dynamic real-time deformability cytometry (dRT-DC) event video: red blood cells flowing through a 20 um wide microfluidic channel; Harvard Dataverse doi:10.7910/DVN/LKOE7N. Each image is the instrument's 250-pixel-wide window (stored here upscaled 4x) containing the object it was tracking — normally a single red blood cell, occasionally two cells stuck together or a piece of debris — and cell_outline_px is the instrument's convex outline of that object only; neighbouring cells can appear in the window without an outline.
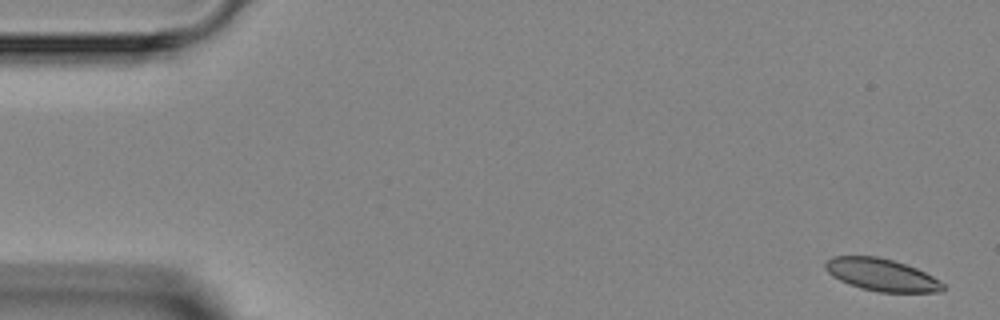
{"species": "Egyptian fruit bat (a non-hibernating species)", "species_latin": "Rousettus aegyptiacus", "temperature_condition": "room temperature", "stored_images_in_passage": 5, "camera_frame_rate_fps": 3000, "um_per_image_px": 0.085, "animal": {"sex": "female"}, "frame": {"image": 1, "passage_image": 1, "time_ms": 0.0, "image_size_px": [1000, 320], "cell_outline_px": [[944, 292], [880, 292], [860, 288], [848, 284], [832, 276], [824, 268], [824, 264], [832, 256], [876, 256], [892, 260], [916, 268], [940, 280], [944, 284]], "centroid_in_image_um": [74.93, 23.36], "position_along_channel_um": 10.1, "area_um2": 22.14}}